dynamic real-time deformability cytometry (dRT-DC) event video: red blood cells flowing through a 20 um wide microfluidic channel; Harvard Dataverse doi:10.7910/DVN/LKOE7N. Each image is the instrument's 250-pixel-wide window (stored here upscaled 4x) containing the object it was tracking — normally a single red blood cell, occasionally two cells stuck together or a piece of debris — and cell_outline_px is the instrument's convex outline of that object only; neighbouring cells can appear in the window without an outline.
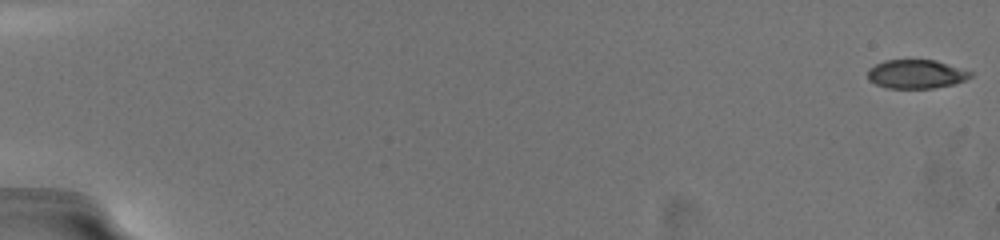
{"species": "common noctule bat (a hibernating species)", "species_latin": "Nyctalus noctula", "temperature_condition": "warm", "stored_images_in_passage": 31, "camera_frame_rate_fps": 3000, "um_per_image_px": 0.085, "animal": {"sex": "female", "body_mass_g": 19.5, "forearm_length_mm": 54.1}, "frame": {"image": 1, "passage_image": 1, "time_ms": 0.0, "image_size_px": [1000, 240], "cell_outline_px": [[972, 76], [964, 80], [952, 84], [932, 88], [888, 88], [876, 84], [868, 80], [868, 68], [884, 60], [936, 60], [972, 72]], "centroid_in_image_um": [77.84, 6.29], "position_along_channel_um": 7.2, "area_um2": 17.11}}
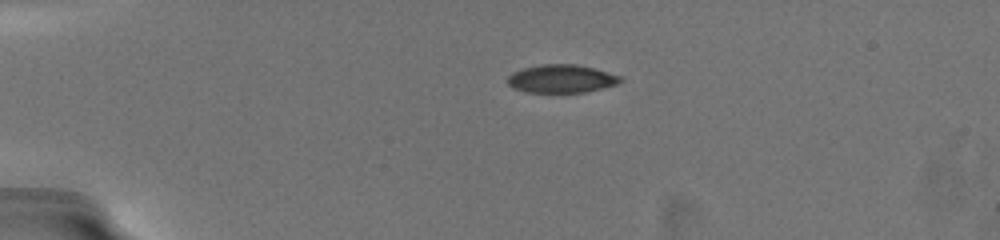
{"frame": {"image": 2, "passage_image": 22, "time_ms": 4.667, "image_size_px": [1000, 240], "cell_outline_px": [[624, 80], [616, 84], [584, 92], [524, 92], [512, 88], [508, 84], [508, 76], [512, 72], [524, 68], [540, 64], [576, 64], [624, 76]], "centroid_in_image_um": [47.71, 6.69], "position_along_channel_um": 37.3, "area_um2": 18.5}}